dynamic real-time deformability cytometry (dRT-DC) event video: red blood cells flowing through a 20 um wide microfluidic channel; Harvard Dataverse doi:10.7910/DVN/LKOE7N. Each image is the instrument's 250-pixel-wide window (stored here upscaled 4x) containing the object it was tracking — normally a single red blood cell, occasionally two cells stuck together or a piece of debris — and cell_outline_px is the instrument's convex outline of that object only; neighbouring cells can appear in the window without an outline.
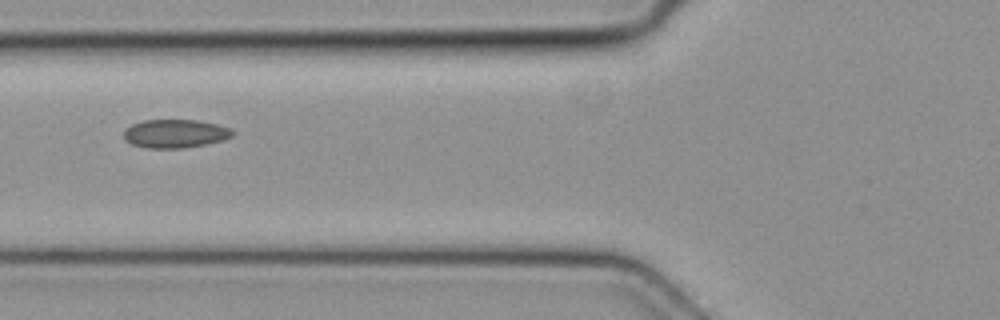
{"species": "common noctule bat (a hibernating species)", "species_latin": "Nyctalus noctula", "temperature_condition": "cold", "stored_images_in_passage": 5, "camera_frame_rate_fps": 3000, "um_per_image_px": 0.085, "animal": {"sex": "female", "body_mass_g": 19.3, "forearm_length_mm": 54.1}, "frame": {"image": 1, "passage_image": 5, "time_ms": 1.333, "image_size_px": [1000, 320], "cell_outline_px": [[236, 132], [232, 136], [224, 140], [208, 144], [184, 148], [148, 148], [132, 144], [124, 140], [124, 128], [132, 124], [144, 120], [196, 120], [216, 124], [232, 128]], "centroid_in_image_um": [14.91, 11.36], "position_along_channel_um": 110.9, "area_um2": 18.26}}